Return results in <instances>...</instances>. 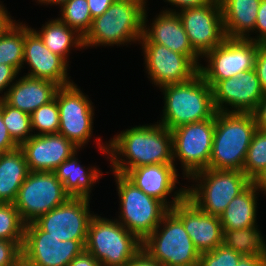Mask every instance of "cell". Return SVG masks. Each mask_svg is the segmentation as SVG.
Wrapping results in <instances>:
<instances>
[{
	"mask_svg": "<svg viewBox=\"0 0 266 266\" xmlns=\"http://www.w3.org/2000/svg\"><path fill=\"white\" fill-rule=\"evenodd\" d=\"M170 211L183 223L199 253L209 252L223 244V230L219 216L204 213L187 197Z\"/></svg>",
	"mask_w": 266,
	"mask_h": 266,
	"instance_id": "obj_21",
	"label": "cell"
},
{
	"mask_svg": "<svg viewBox=\"0 0 266 266\" xmlns=\"http://www.w3.org/2000/svg\"><path fill=\"white\" fill-rule=\"evenodd\" d=\"M42 39L44 45L54 54L62 57L69 64L70 51L84 50L83 36L58 18L48 20L40 30L32 28ZM75 47V49H74Z\"/></svg>",
	"mask_w": 266,
	"mask_h": 266,
	"instance_id": "obj_27",
	"label": "cell"
},
{
	"mask_svg": "<svg viewBox=\"0 0 266 266\" xmlns=\"http://www.w3.org/2000/svg\"><path fill=\"white\" fill-rule=\"evenodd\" d=\"M142 47L144 69L155 87L183 83L199 73V67L187 56L157 43H138Z\"/></svg>",
	"mask_w": 266,
	"mask_h": 266,
	"instance_id": "obj_15",
	"label": "cell"
},
{
	"mask_svg": "<svg viewBox=\"0 0 266 266\" xmlns=\"http://www.w3.org/2000/svg\"><path fill=\"white\" fill-rule=\"evenodd\" d=\"M147 6L141 0H115L106 12L92 20L90 30L83 37L85 50L139 42Z\"/></svg>",
	"mask_w": 266,
	"mask_h": 266,
	"instance_id": "obj_3",
	"label": "cell"
},
{
	"mask_svg": "<svg viewBox=\"0 0 266 266\" xmlns=\"http://www.w3.org/2000/svg\"><path fill=\"white\" fill-rule=\"evenodd\" d=\"M61 12V13H60ZM60 21L85 36L92 25V16L87 0H68L60 6Z\"/></svg>",
	"mask_w": 266,
	"mask_h": 266,
	"instance_id": "obj_31",
	"label": "cell"
},
{
	"mask_svg": "<svg viewBox=\"0 0 266 266\" xmlns=\"http://www.w3.org/2000/svg\"><path fill=\"white\" fill-rule=\"evenodd\" d=\"M237 266H266V256L243 255Z\"/></svg>",
	"mask_w": 266,
	"mask_h": 266,
	"instance_id": "obj_47",
	"label": "cell"
},
{
	"mask_svg": "<svg viewBox=\"0 0 266 266\" xmlns=\"http://www.w3.org/2000/svg\"><path fill=\"white\" fill-rule=\"evenodd\" d=\"M0 107L2 108L3 122L11 138L19 146L33 136L30 114L11 107L3 100L0 101Z\"/></svg>",
	"mask_w": 266,
	"mask_h": 266,
	"instance_id": "obj_32",
	"label": "cell"
},
{
	"mask_svg": "<svg viewBox=\"0 0 266 266\" xmlns=\"http://www.w3.org/2000/svg\"><path fill=\"white\" fill-rule=\"evenodd\" d=\"M10 12H8V9L5 8L1 13H0V34L3 32V30L14 20L11 19Z\"/></svg>",
	"mask_w": 266,
	"mask_h": 266,
	"instance_id": "obj_49",
	"label": "cell"
},
{
	"mask_svg": "<svg viewBox=\"0 0 266 266\" xmlns=\"http://www.w3.org/2000/svg\"><path fill=\"white\" fill-rule=\"evenodd\" d=\"M266 168V132L256 129L247 150L243 172L251 180Z\"/></svg>",
	"mask_w": 266,
	"mask_h": 266,
	"instance_id": "obj_35",
	"label": "cell"
},
{
	"mask_svg": "<svg viewBox=\"0 0 266 266\" xmlns=\"http://www.w3.org/2000/svg\"><path fill=\"white\" fill-rule=\"evenodd\" d=\"M215 129V115L207 120L185 124L171 130L173 164L180 162L183 179L208 169ZM178 160V161H177Z\"/></svg>",
	"mask_w": 266,
	"mask_h": 266,
	"instance_id": "obj_9",
	"label": "cell"
},
{
	"mask_svg": "<svg viewBox=\"0 0 266 266\" xmlns=\"http://www.w3.org/2000/svg\"><path fill=\"white\" fill-rule=\"evenodd\" d=\"M13 20L0 34V64L12 66L19 74L23 69L25 23Z\"/></svg>",
	"mask_w": 266,
	"mask_h": 266,
	"instance_id": "obj_29",
	"label": "cell"
},
{
	"mask_svg": "<svg viewBox=\"0 0 266 266\" xmlns=\"http://www.w3.org/2000/svg\"><path fill=\"white\" fill-rule=\"evenodd\" d=\"M164 106L159 124L173 130L185 124L207 120L216 114L212 87L198 73L183 83L159 88Z\"/></svg>",
	"mask_w": 266,
	"mask_h": 266,
	"instance_id": "obj_2",
	"label": "cell"
},
{
	"mask_svg": "<svg viewBox=\"0 0 266 266\" xmlns=\"http://www.w3.org/2000/svg\"><path fill=\"white\" fill-rule=\"evenodd\" d=\"M18 266H26L23 262H21Z\"/></svg>",
	"mask_w": 266,
	"mask_h": 266,
	"instance_id": "obj_52",
	"label": "cell"
},
{
	"mask_svg": "<svg viewBox=\"0 0 266 266\" xmlns=\"http://www.w3.org/2000/svg\"><path fill=\"white\" fill-rule=\"evenodd\" d=\"M3 2L0 0V13L5 9Z\"/></svg>",
	"mask_w": 266,
	"mask_h": 266,
	"instance_id": "obj_51",
	"label": "cell"
},
{
	"mask_svg": "<svg viewBox=\"0 0 266 266\" xmlns=\"http://www.w3.org/2000/svg\"><path fill=\"white\" fill-rule=\"evenodd\" d=\"M256 129L253 113L216 112L208 169L243 171Z\"/></svg>",
	"mask_w": 266,
	"mask_h": 266,
	"instance_id": "obj_4",
	"label": "cell"
},
{
	"mask_svg": "<svg viewBox=\"0 0 266 266\" xmlns=\"http://www.w3.org/2000/svg\"><path fill=\"white\" fill-rule=\"evenodd\" d=\"M77 153L79 150L63 161L53 172L70 197L92 199L91 190L94 184H97L96 182L99 183L103 172L96 165L93 167L81 165Z\"/></svg>",
	"mask_w": 266,
	"mask_h": 266,
	"instance_id": "obj_24",
	"label": "cell"
},
{
	"mask_svg": "<svg viewBox=\"0 0 266 266\" xmlns=\"http://www.w3.org/2000/svg\"><path fill=\"white\" fill-rule=\"evenodd\" d=\"M258 226L223 229V244L244 256H266V239Z\"/></svg>",
	"mask_w": 266,
	"mask_h": 266,
	"instance_id": "obj_30",
	"label": "cell"
},
{
	"mask_svg": "<svg viewBox=\"0 0 266 266\" xmlns=\"http://www.w3.org/2000/svg\"><path fill=\"white\" fill-rule=\"evenodd\" d=\"M253 114L256 120L257 129L266 132V94L259 102Z\"/></svg>",
	"mask_w": 266,
	"mask_h": 266,
	"instance_id": "obj_46",
	"label": "cell"
},
{
	"mask_svg": "<svg viewBox=\"0 0 266 266\" xmlns=\"http://www.w3.org/2000/svg\"><path fill=\"white\" fill-rule=\"evenodd\" d=\"M142 249V241L116 219L94 214L88 225L85 250L101 266H126Z\"/></svg>",
	"mask_w": 266,
	"mask_h": 266,
	"instance_id": "obj_6",
	"label": "cell"
},
{
	"mask_svg": "<svg viewBox=\"0 0 266 266\" xmlns=\"http://www.w3.org/2000/svg\"><path fill=\"white\" fill-rule=\"evenodd\" d=\"M141 1H143L147 5L148 0H141Z\"/></svg>",
	"mask_w": 266,
	"mask_h": 266,
	"instance_id": "obj_53",
	"label": "cell"
},
{
	"mask_svg": "<svg viewBox=\"0 0 266 266\" xmlns=\"http://www.w3.org/2000/svg\"><path fill=\"white\" fill-rule=\"evenodd\" d=\"M212 93L217 112L240 113H253L265 95L254 68L218 81Z\"/></svg>",
	"mask_w": 266,
	"mask_h": 266,
	"instance_id": "obj_17",
	"label": "cell"
},
{
	"mask_svg": "<svg viewBox=\"0 0 266 266\" xmlns=\"http://www.w3.org/2000/svg\"><path fill=\"white\" fill-rule=\"evenodd\" d=\"M147 10L148 6L143 16V36L138 43H157L166 46L172 51L187 55L199 67L202 59L193 50L177 12L161 10L149 24Z\"/></svg>",
	"mask_w": 266,
	"mask_h": 266,
	"instance_id": "obj_20",
	"label": "cell"
},
{
	"mask_svg": "<svg viewBox=\"0 0 266 266\" xmlns=\"http://www.w3.org/2000/svg\"><path fill=\"white\" fill-rule=\"evenodd\" d=\"M251 184L256 188L258 192L266 195V168L262 169L251 179Z\"/></svg>",
	"mask_w": 266,
	"mask_h": 266,
	"instance_id": "obj_48",
	"label": "cell"
},
{
	"mask_svg": "<svg viewBox=\"0 0 266 266\" xmlns=\"http://www.w3.org/2000/svg\"><path fill=\"white\" fill-rule=\"evenodd\" d=\"M19 148L25 155L29 171L50 172L81 150L60 133L33 135Z\"/></svg>",
	"mask_w": 266,
	"mask_h": 266,
	"instance_id": "obj_22",
	"label": "cell"
},
{
	"mask_svg": "<svg viewBox=\"0 0 266 266\" xmlns=\"http://www.w3.org/2000/svg\"><path fill=\"white\" fill-rule=\"evenodd\" d=\"M60 86L53 81L23 75L8 89L3 101L13 108L32 114L55 98Z\"/></svg>",
	"mask_w": 266,
	"mask_h": 266,
	"instance_id": "obj_23",
	"label": "cell"
},
{
	"mask_svg": "<svg viewBox=\"0 0 266 266\" xmlns=\"http://www.w3.org/2000/svg\"><path fill=\"white\" fill-rule=\"evenodd\" d=\"M68 0H35V2H38V4H41V6L42 5H44V6H48V5H50V6H52V5H54V6H61L62 4H64L65 2H67Z\"/></svg>",
	"mask_w": 266,
	"mask_h": 266,
	"instance_id": "obj_50",
	"label": "cell"
},
{
	"mask_svg": "<svg viewBox=\"0 0 266 266\" xmlns=\"http://www.w3.org/2000/svg\"><path fill=\"white\" fill-rule=\"evenodd\" d=\"M163 1L167 2L169 5H171V7L175 8V9H173V8H168V7L164 8L163 7V9H162L163 11L176 13V12L180 11L181 9L203 6V5H206L209 3H213L215 0H163Z\"/></svg>",
	"mask_w": 266,
	"mask_h": 266,
	"instance_id": "obj_42",
	"label": "cell"
},
{
	"mask_svg": "<svg viewBox=\"0 0 266 266\" xmlns=\"http://www.w3.org/2000/svg\"><path fill=\"white\" fill-rule=\"evenodd\" d=\"M225 35L246 38L255 28L261 0H219Z\"/></svg>",
	"mask_w": 266,
	"mask_h": 266,
	"instance_id": "obj_25",
	"label": "cell"
},
{
	"mask_svg": "<svg viewBox=\"0 0 266 266\" xmlns=\"http://www.w3.org/2000/svg\"><path fill=\"white\" fill-rule=\"evenodd\" d=\"M142 249L163 266H198L201 255L183 223L171 211L142 241Z\"/></svg>",
	"mask_w": 266,
	"mask_h": 266,
	"instance_id": "obj_8",
	"label": "cell"
},
{
	"mask_svg": "<svg viewBox=\"0 0 266 266\" xmlns=\"http://www.w3.org/2000/svg\"><path fill=\"white\" fill-rule=\"evenodd\" d=\"M259 192L250 184L242 193L234 197L219 216L223 229H244L256 226Z\"/></svg>",
	"mask_w": 266,
	"mask_h": 266,
	"instance_id": "obj_28",
	"label": "cell"
},
{
	"mask_svg": "<svg viewBox=\"0 0 266 266\" xmlns=\"http://www.w3.org/2000/svg\"><path fill=\"white\" fill-rule=\"evenodd\" d=\"M69 198L54 172L29 171L19 188L14 206L22 221L28 224L64 204Z\"/></svg>",
	"mask_w": 266,
	"mask_h": 266,
	"instance_id": "obj_10",
	"label": "cell"
},
{
	"mask_svg": "<svg viewBox=\"0 0 266 266\" xmlns=\"http://www.w3.org/2000/svg\"><path fill=\"white\" fill-rule=\"evenodd\" d=\"M253 33L257 36H251ZM253 42L266 44V0H261L260 7L257 12V19L254 30L246 37Z\"/></svg>",
	"mask_w": 266,
	"mask_h": 266,
	"instance_id": "obj_38",
	"label": "cell"
},
{
	"mask_svg": "<svg viewBox=\"0 0 266 266\" xmlns=\"http://www.w3.org/2000/svg\"><path fill=\"white\" fill-rule=\"evenodd\" d=\"M177 170L174 164H150L130 169L125 176L145 194L172 209L186 197V184L180 188L176 186L180 184Z\"/></svg>",
	"mask_w": 266,
	"mask_h": 266,
	"instance_id": "obj_18",
	"label": "cell"
},
{
	"mask_svg": "<svg viewBox=\"0 0 266 266\" xmlns=\"http://www.w3.org/2000/svg\"><path fill=\"white\" fill-rule=\"evenodd\" d=\"M26 64L29 66L28 72L25 73L27 76L50 80L59 86L73 83L67 72L70 64L59 55L52 53L28 24H25L23 68Z\"/></svg>",
	"mask_w": 266,
	"mask_h": 266,
	"instance_id": "obj_19",
	"label": "cell"
},
{
	"mask_svg": "<svg viewBox=\"0 0 266 266\" xmlns=\"http://www.w3.org/2000/svg\"><path fill=\"white\" fill-rule=\"evenodd\" d=\"M18 147L19 145L11 138L3 122L2 108L0 107V154L11 152Z\"/></svg>",
	"mask_w": 266,
	"mask_h": 266,
	"instance_id": "obj_41",
	"label": "cell"
},
{
	"mask_svg": "<svg viewBox=\"0 0 266 266\" xmlns=\"http://www.w3.org/2000/svg\"><path fill=\"white\" fill-rule=\"evenodd\" d=\"M90 200L70 197L64 204L40 216L35 223L60 241L87 240L88 225L95 214L90 211Z\"/></svg>",
	"mask_w": 266,
	"mask_h": 266,
	"instance_id": "obj_16",
	"label": "cell"
},
{
	"mask_svg": "<svg viewBox=\"0 0 266 266\" xmlns=\"http://www.w3.org/2000/svg\"><path fill=\"white\" fill-rule=\"evenodd\" d=\"M98 150L107 156L111 172L126 174L130 169L150 164H173L171 130L158 121L121 131L105 143L95 138Z\"/></svg>",
	"mask_w": 266,
	"mask_h": 266,
	"instance_id": "obj_1",
	"label": "cell"
},
{
	"mask_svg": "<svg viewBox=\"0 0 266 266\" xmlns=\"http://www.w3.org/2000/svg\"><path fill=\"white\" fill-rule=\"evenodd\" d=\"M242 256L221 244L212 251L201 253L198 266H237Z\"/></svg>",
	"mask_w": 266,
	"mask_h": 266,
	"instance_id": "obj_36",
	"label": "cell"
},
{
	"mask_svg": "<svg viewBox=\"0 0 266 266\" xmlns=\"http://www.w3.org/2000/svg\"><path fill=\"white\" fill-rule=\"evenodd\" d=\"M188 180L195 183L186 187V197L204 213L215 216H220L231 200L251 184L243 171L234 170L204 169Z\"/></svg>",
	"mask_w": 266,
	"mask_h": 266,
	"instance_id": "obj_5",
	"label": "cell"
},
{
	"mask_svg": "<svg viewBox=\"0 0 266 266\" xmlns=\"http://www.w3.org/2000/svg\"><path fill=\"white\" fill-rule=\"evenodd\" d=\"M17 75L19 77L20 74L12 66L0 64V101L4 99L8 89L16 81Z\"/></svg>",
	"mask_w": 266,
	"mask_h": 266,
	"instance_id": "obj_39",
	"label": "cell"
},
{
	"mask_svg": "<svg viewBox=\"0 0 266 266\" xmlns=\"http://www.w3.org/2000/svg\"><path fill=\"white\" fill-rule=\"evenodd\" d=\"M260 45L247 38L226 37L204 56L207 64H200L199 73L211 87L220 80L239 76L254 68Z\"/></svg>",
	"mask_w": 266,
	"mask_h": 266,
	"instance_id": "obj_11",
	"label": "cell"
},
{
	"mask_svg": "<svg viewBox=\"0 0 266 266\" xmlns=\"http://www.w3.org/2000/svg\"><path fill=\"white\" fill-rule=\"evenodd\" d=\"M126 266H163L153 259L145 250L141 249Z\"/></svg>",
	"mask_w": 266,
	"mask_h": 266,
	"instance_id": "obj_43",
	"label": "cell"
},
{
	"mask_svg": "<svg viewBox=\"0 0 266 266\" xmlns=\"http://www.w3.org/2000/svg\"><path fill=\"white\" fill-rule=\"evenodd\" d=\"M30 118L33 135L58 133L60 119L56 98L36 109Z\"/></svg>",
	"mask_w": 266,
	"mask_h": 266,
	"instance_id": "obj_34",
	"label": "cell"
},
{
	"mask_svg": "<svg viewBox=\"0 0 266 266\" xmlns=\"http://www.w3.org/2000/svg\"><path fill=\"white\" fill-rule=\"evenodd\" d=\"M254 69L260 80L262 90L266 94V44H261L258 48Z\"/></svg>",
	"mask_w": 266,
	"mask_h": 266,
	"instance_id": "obj_40",
	"label": "cell"
},
{
	"mask_svg": "<svg viewBox=\"0 0 266 266\" xmlns=\"http://www.w3.org/2000/svg\"><path fill=\"white\" fill-rule=\"evenodd\" d=\"M28 173L25 155L19 147L0 154V203L15 202Z\"/></svg>",
	"mask_w": 266,
	"mask_h": 266,
	"instance_id": "obj_26",
	"label": "cell"
},
{
	"mask_svg": "<svg viewBox=\"0 0 266 266\" xmlns=\"http://www.w3.org/2000/svg\"><path fill=\"white\" fill-rule=\"evenodd\" d=\"M23 243L0 239V266H18L22 262Z\"/></svg>",
	"mask_w": 266,
	"mask_h": 266,
	"instance_id": "obj_37",
	"label": "cell"
},
{
	"mask_svg": "<svg viewBox=\"0 0 266 266\" xmlns=\"http://www.w3.org/2000/svg\"><path fill=\"white\" fill-rule=\"evenodd\" d=\"M75 82L60 86L55 94L59 109V131L78 148H85L93 136L94 105Z\"/></svg>",
	"mask_w": 266,
	"mask_h": 266,
	"instance_id": "obj_12",
	"label": "cell"
},
{
	"mask_svg": "<svg viewBox=\"0 0 266 266\" xmlns=\"http://www.w3.org/2000/svg\"><path fill=\"white\" fill-rule=\"evenodd\" d=\"M86 240L60 241L35 222L25 224L22 262L26 266H68L85 250Z\"/></svg>",
	"mask_w": 266,
	"mask_h": 266,
	"instance_id": "obj_13",
	"label": "cell"
},
{
	"mask_svg": "<svg viewBox=\"0 0 266 266\" xmlns=\"http://www.w3.org/2000/svg\"><path fill=\"white\" fill-rule=\"evenodd\" d=\"M68 266H101L100 262L89 252L84 250L77 255Z\"/></svg>",
	"mask_w": 266,
	"mask_h": 266,
	"instance_id": "obj_44",
	"label": "cell"
},
{
	"mask_svg": "<svg viewBox=\"0 0 266 266\" xmlns=\"http://www.w3.org/2000/svg\"><path fill=\"white\" fill-rule=\"evenodd\" d=\"M25 223L14 203H0V239L24 241Z\"/></svg>",
	"mask_w": 266,
	"mask_h": 266,
	"instance_id": "obj_33",
	"label": "cell"
},
{
	"mask_svg": "<svg viewBox=\"0 0 266 266\" xmlns=\"http://www.w3.org/2000/svg\"><path fill=\"white\" fill-rule=\"evenodd\" d=\"M193 50L203 59L225 38L219 0L203 6L184 8L177 12Z\"/></svg>",
	"mask_w": 266,
	"mask_h": 266,
	"instance_id": "obj_14",
	"label": "cell"
},
{
	"mask_svg": "<svg viewBox=\"0 0 266 266\" xmlns=\"http://www.w3.org/2000/svg\"><path fill=\"white\" fill-rule=\"evenodd\" d=\"M119 196L118 218H115L129 232L141 241L160 224L170 209L160 200L145 194L124 174L112 172Z\"/></svg>",
	"mask_w": 266,
	"mask_h": 266,
	"instance_id": "obj_7",
	"label": "cell"
},
{
	"mask_svg": "<svg viewBox=\"0 0 266 266\" xmlns=\"http://www.w3.org/2000/svg\"><path fill=\"white\" fill-rule=\"evenodd\" d=\"M115 0H87L92 19L101 16Z\"/></svg>",
	"mask_w": 266,
	"mask_h": 266,
	"instance_id": "obj_45",
	"label": "cell"
}]
</instances>
